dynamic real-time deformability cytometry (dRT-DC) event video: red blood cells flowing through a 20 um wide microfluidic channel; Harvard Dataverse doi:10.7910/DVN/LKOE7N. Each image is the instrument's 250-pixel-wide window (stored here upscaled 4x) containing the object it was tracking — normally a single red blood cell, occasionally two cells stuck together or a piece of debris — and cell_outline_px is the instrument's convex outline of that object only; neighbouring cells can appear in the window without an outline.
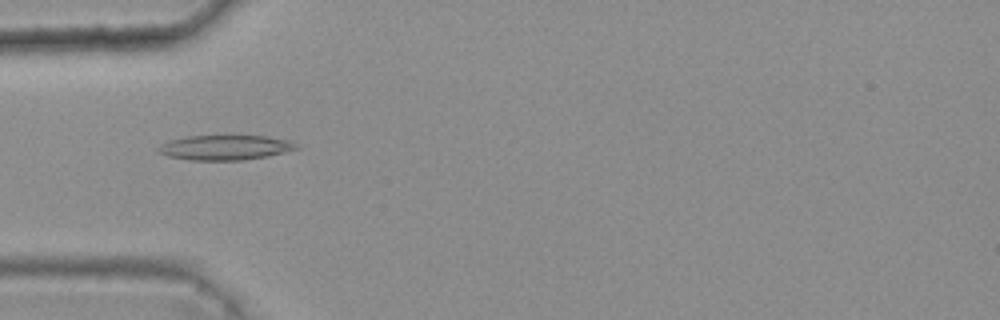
{"species": "common noctule bat (a hibernating species)", "species_latin": "Nyctalus noctula", "temperature_condition": "warm", "stored_images_in_passage": 5, "camera_frame_rate_fps": 3000, "um_per_image_px": 0.085, "animal": {"sex": "female", "body_mass_g": 25.1}, "frame": {"image": 1, "passage_image": 5, "time_ms": 1.333, "image_size_px": [1000, 320], "cell_outline_px": [[300, 148], [268, 156], [244, 160], [188, 160], [168, 156], [156, 152], [156, 148], [160, 144], [168, 140], [188, 136], [268, 136], [288, 140], [296, 144]], "centroid_in_image_um": [19.09, 12.54], "position_along_channel_um": 65.9, "area_um2": 20.11}}